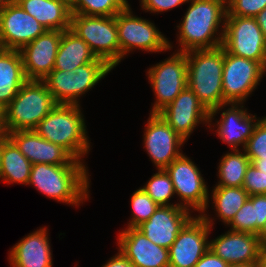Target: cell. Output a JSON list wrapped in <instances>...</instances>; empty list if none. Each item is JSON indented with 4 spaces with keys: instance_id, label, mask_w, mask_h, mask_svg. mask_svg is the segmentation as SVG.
I'll return each instance as SVG.
<instances>
[{
    "instance_id": "obj_1",
    "label": "cell",
    "mask_w": 266,
    "mask_h": 267,
    "mask_svg": "<svg viewBox=\"0 0 266 267\" xmlns=\"http://www.w3.org/2000/svg\"><path fill=\"white\" fill-rule=\"evenodd\" d=\"M182 22L177 26L178 52L214 49L222 46L227 0H190ZM222 24V25H220ZM219 27H221L219 30Z\"/></svg>"
},
{
    "instance_id": "obj_2",
    "label": "cell",
    "mask_w": 266,
    "mask_h": 267,
    "mask_svg": "<svg viewBox=\"0 0 266 267\" xmlns=\"http://www.w3.org/2000/svg\"><path fill=\"white\" fill-rule=\"evenodd\" d=\"M87 168L86 165L32 164L28 185L48 198L79 206L89 199L91 180Z\"/></svg>"
},
{
    "instance_id": "obj_3",
    "label": "cell",
    "mask_w": 266,
    "mask_h": 267,
    "mask_svg": "<svg viewBox=\"0 0 266 267\" xmlns=\"http://www.w3.org/2000/svg\"><path fill=\"white\" fill-rule=\"evenodd\" d=\"M81 110L80 105L57 104L34 131L49 142L65 148L75 159L83 161L91 148Z\"/></svg>"
},
{
    "instance_id": "obj_4",
    "label": "cell",
    "mask_w": 266,
    "mask_h": 267,
    "mask_svg": "<svg viewBox=\"0 0 266 267\" xmlns=\"http://www.w3.org/2000/svg\"><path fill=\"white\" fill-rule=\"evenodd\" d=\"M225 49L191 50L186 52L187 86L210 112L224 104L222 75Z\"/></svg>"
},
{
    "instance_id": "obj_5",
    "label": "cell",
    "mask_w": 266,
    "mask_h": 267,
    "mask_svg": "<svg viewBox=\"0 0 266 267\" xmlns=\"http://www.w3.org/2000/svg\"><path fill=\"white\" fill-rule=\"evenodd\" d=\"M56 105L43 80H27L3 109L6 135L19 130H34Z\"/></svg>"
},
{
    "instance_id": "obj_6",
    "label": "cell",
    "mask_w": 266,
    "mask_h": 267,
    "mask_svg": "<svg viewBox=\"0 0 266 267\" xmlns=\"http://www.w3.org/2000/svg\"><path fill=\"white\" fill-rule=\"evenodd\" d=\"M113 68L103 59L78 66L72 71L52 70L45 78L49 92L57 104L80 105L82 95L93 88Z\"/></svg>"
},
{
    "instance_id": "obj_7",
    "label": "cell",
    "mask_w": 266,
    "mask_h": 267,
    "mask_svg": "<svg viewBox=\"0 0 266 267\" xmlns=\"http://www.w3.org/2000/svg\"><path fill=\"white\" fill-rule=\"evenodd\" d=\"M70 29L89 46L97 58L103 59L112 68L121 62L115 16L71 13Z\"/></svg>"
},
{
    "instance_id": "obj_8",
    "label": "cell",
    "mask_w": 266,
    "mask_h": 267,
    "mask_svg": "<svg viewBox=\"0 0 266 267\" xmlns=\"http://www.w3.org/2000/svg\"><path fill=\"white\" fill-rule=\"evenodd\" d=\"M131 10L125 8L115 15L121 60L134 49L156 53L173 48L154 23L133 15Z\"/></svg>"
},
{
    "instance_id": "obj_9",
    "label": "cell",
    "mask_w": 266,
    "mask_h": 267,
    "mask_svg": "<svg viewBox=\"0 0 266 267\" xmlns=\"http://www.w3.org/2000/svg\"><path fill=\"white\" fill-rule=\"evenodd\" d=\"M222 47L266 69V40L255 17L226 16Z\"/></svg>"
},
{
    "instance_id": "obj_10",
    "label": "cell",
    "mask_w": 266,
    "mask_h": 267,
    "mask_svg": "<svg viewBox=\"0 0 266 267\" xmlns=\"http://www.w3.org/2000/svg\"><path fill=\"white\" fill-rule=\"evenodd\" d=\"M265 72L266 69L259 62L232 55L225 50L222 75L224 104H244Z\"/></svg>"
},
{
    "instance_id": "obj_11",
    "label": "cell",
    "mask_w": 266,
    "mask_h": 267,
    "mask_svg": "<svg viewBox=\"0 0 266 267\" xmlns=\"http://www.w3.org/2000/svg\"><path fill=\"white\" fill-rule=\"evenodd\" d=\"M179 199V206L205 213L209 207V190L199 168L185 154L175 159L165 168ZM182 200V201H181ZM183 202V203H182Z\"/></svg>"
},
{
    "instance_id": "obj_12",
    "label": "cell",
    "mask_w": 266,
    "mask_h": 267,
    "mask_svg": "<svg viewBox=\"0 0 266 267\" xmlns=\"http://www.w3.org/2000/svg\"><path fill=\"white\" fill-rule=\"evenodd\" d=\"M205 213L193 216L180 230L169 250V267H194L209 250L213 220Z\"/></svg>"
},
{
    "instance_id": "obj_13",
    "label": "cell",
    "mask_w": 266,
    "mask_h": 267,
    "mask_svg": "<svg viewBox=\"0 0 266 267\" xmlns=\"http://www.w3.org/2000/svg\"><path fill=\"white\" fill-rule=\"evenodd\" d=\"M147 75L156 99L150 113H158L187 87L186 53L174 52L169 58L150 67Z\"/></svg>"
},
{
    "instance_id": "obj_14",
    "label": "cell",
    "mask_w": 266,
    "mask_h": 267,
    "mask_svg": "<svg viewBox=\"0 0 266 267\" xmlns=\"http://www.w3.org/2000/svg\"><path fill=\"white\" fill-rule=\"evenodd\" d=\"M144 130V148L157 169H165L183 154L185 140L158 113H150Z\"/></svg>"
},
{
    "instance_id": "obj_15",
    "label": "cell",
    "mask_w": 266,
    "mask_h": 267,
    "mask_svg": "<svg viewBox=\"0 0 266 267\" xmlns=\"http://www.w3.org/2000/svg\"><path fill=\"white\" fill-rule=\"evenodd\" d=\"M47 29L14 0L0 12V46L20 50Z\"/></svg>"
},
{
    "instance_id": "obj_16",
    "label": "cell",
    "mask_w": 266,
    "mask_h": 267,
    "mask_svg": "<svg viewBox=\"0 0 266 267\" xmlns=\"http://www.w3.org/2000/svg\"><path fill=\"white\" fill-rule=\"evenodd\" d=\"M158 114L185 141L198 124H209V112L188 86Z\"/></svg>"
},
{
    "instance_id": "obj_17",
    "label": "cell",
    "mask_w": 266,
    "mask_h": 267,
    "mask_svg": "<svg viewBox=\"0 0 266 267\" xmlns=\"http://www.w3.org/2000/svg\"><path fill=\"white\" fill-rule=\"evenodd\" d=\"M231 105V107H230ZM229 106L228 109L225 107ZM243 104H222L216 109L209 112V127L212 126V119L218 111L220 112L223 108V112L220 117L221 120L216 121L218 127L215 132L218 137L227 143L231 148L230 150H240L238 147L242 145V150L247 145L248 139L252 136L254 128L260 119L256 118V115H251L247 112V108L244 109Z\"/></svg>"
},
{
    "instance_id": "obj_18",
    "label": "cell",
    "mask_w": 266,
    "mask_h": 267,
    "mask_svg": "<svg viewBox=\"0 0 266 267\" xmlns=\"http://www.w3.org/2000/svg\"><path fill=\"white\" fill-rule=\"evenodd\" d=\"M62 32L46 30L19 50L27 80H44L53 70Z\"/></svg>"
},
{
    "instance_id": "obj_19",
    "label": "cell",
    "mask_w": 266,
    "mask_h": 267,
    "mask_svg": "<svg viewBox=\"0 0 266 267\" xmlns=\"http://www.w3.org/2000/svg\"><path fill=\"white\" fill-rule=\"evenodd\" d=\"M7 136L32 164L86 165L75 159L65 148L39 136L34 130L9 132Z\"/></svg>"
},
{
    "instance_id": "obj_20",
    "label": "cell",
    "mask_w": 266,
    "mask_h": 267,
    "mask_svg": "<svg viewBox=\"0 0 266 267\" xmlns=\"http://www.w3.org/2000/svg\"><path fill=\"white\" fill-rule=\"evenodd\" d=\"M192 212L179 205L159 206L137 228L154 244L169 249L180 230L193 217Z\"/></svg>"
},
{
    "instance_id": "obj_21",
    "label": "cell",
    "mask_w": 266,
    "mask_h": 267,
    "mask_svg": "<svg viewBox=\"0 0 266 267\" xmlns=\"http://www.w3.org/2000/svg\"><path fill=\"white\" fill-rule=\"evenodd\" d=\"M117 237L119 250L134 267H169V250L154 244L138 228H125Z\"/></svg>"
},
{
    "instance_id": "obj_22",
    "label": "cell",
    "mask_w": 266,
    "mask_h": 267,
    "mask_svg": "<svg viewBox=\"0 0 266 267\" xmlns=\"http://www.w3.org/2000/svg\"><path fill=\"white\" fill-rule=\"evenodd\" d=\"M209 248L228 264H251L258 262L262 246L256 234L228 230L210 240Z\"/></svg>"
},
{
    "instance_id": "obj_23",
    "label": "cell",
    "mask_w": 266,
    "mask_h": 267,
    "mask_svg": "<svg viewBox=\"0 0 266 267\" xmlns=\"http://www.w3.org/2000/svg\"><path fill=\"white\" fill-rule=\"evenodd\" d=\"M48 228L40 227L16 243L9 252L11 267H52Z\"/></svg>"
},
{
    "instance_id": "obj_24",
    "label": "cell",
    "mask_w": 266,
    "mask_h": 267,
    "mask_svg": "<svg viewBox=\"0 0 266 267\" xmlns=\"http://www.w3.org/2000/svg\"><path fill=\"white\" fill-rule=\"evenodd\" d=\"M47 30L70 29V5L65 0H15Z\"/></svg>"
},
{
    "instance_id": "obj_25",
    "label": "cell",
    "mask_w": 266,
    "mask_h": 267,
    "mask_svg": "<svg viewBox=\"0 0 266 267\" xmlns=\"http://www.w3.org/2000/svg\"><path fill=\"white\" fill-rule=\"evenodd\" d=\"M27 81L19 50L0 49V107L4 109Z\"/></svg>"
},
{
    "instance_id": "obj_26",
    "label": "cell",
    "mask_w": 266,
    "mask_h": 267,
    "mask_svg": "<svg viewBox=\"0 0 266 267\" xmlns=\"http://www.w3.org/2000/svg\"><path fill=\"white\" fill-rule=\"evenodd\" d=\"M97 57L89 46L71 29L64 30L53 70L74 71L78 66L93 62Z\"/></svg>"
},
{
    "instance_id": "obj_27",
    "label": "cell",
    "mask_w": 266,
    "mask_h": 267,
    "mask_svg": "<svg viewBox=\"0 0 266 267\" xmlns=\"http://www.w3.org/2000/svg\"><path fill=\"white\" fill-rule=\"evenodd\" d=\"M32 163L20 152L15 143L6 136L1 141L0 179L5 183L28 185Z\"/></svg>"
},
{
    "instance_id": "obj_28",
    "label": "cell",
    "mask_w": 266,
    "mask_h": 267,
    "mask_svg": "<svg viewBox=\"0 0 266 267\" xmlns=\"http://www.w3.org/2000/svg\"><path fill=\"white\" fill-rule=\"evenodd\" d=\"M248 198L249 194L243 187L214 186L211 195L216 215L226 225L232 221Z\"/></svg>"
},
{
    "instance_id": "obj_29",
    "label": "cell",
    "mask_w": 266,
    "mask_h": 267,
    "mask_svg": "<svg viewBox=\"0 0 266 267\" xmlns=\"http://www.w3.org/2000/svg\"><path fill=\"white\" fill-rule=\"evenodd\" d=\"M243 151L232 150L222 156L218 166L219 181L216 186L242 187L247 168L251 164L245 150Z\"/></svg>"
},
{
    "instance_id": "obj_30",
    "label": "cell",
    "mask_w": 266,
    "mask_h": 267,
    "mask_svg": "<svg viewBox=\"0 0 266 267\" xmlns=\"http://www.w3.org/2000/svg\"><path fill=\"white\" fill-rule=\"evenodd\" d=\"M159 206L179 205L171 204L170 199L175 195L174 186L170 176L165 169H158V172L141 187Z\"/></svg>"
},
{
    "instance_id": "obj_31",
    "label": "cell",
    "mask_w": 266,
    "mask_h": 267,
    "mask_svg": "<svg viewBox=\"0 0 266 267\" xmlns=\"http://www.w3.org/2000/svg\"><path fill=\"white\" fill-rule=\"evenodd\" d=\"M124 9L120 0H74L70 4L71 13L86 16H115Z\"/></svg>"
},
{
    "instance_id": "obj_32",
    "label": "cell",
    "mask_w": 266,
    "mask_h": 267,
    "mask_svg": "<svg viewBox=\"0 0 266 267\" xmlns=\"http://www.w3.org/2000/svg\"><path fill=\"white\" fill-rule=\"evenodd\" d=\"M132 219L127 228H137L147 221L157 210L159 205L141 188L135 190L131 196Z\"/></svg>"
},
{
    "instance_id": "obj_33",
    "label": "cell",
    "mask_w": 266,
    "mask_h": 267,
    "mask_svg": "<svg viewBox=\"0 0 266 267\" xmlns=\"http://www.w3.org/2000/svg\"><path fill=\"white\" fill-rule=\"evenodd\" d=\"M256 219V203H253L252 200L248 198L227 226H231L230 230L232 231L248 232L257 235Z\"/></svg>"
},
{
    "instance_id": "obj_34",
    "label": "cell",
    "mask_w": 266,
    "mask_h": 267,
    "mask_svg": "<svg viewBox=\"0 0 266 267\" xmlns=\"http://www.w3.org/2000/svg\"><path fill=\"white\" fill-rule=\"evenodd\" d=\"M262 118L256 124L244 148L251 164L254 161H266V116Z\"/></svg>"
},
{
    "instance_id": "obj_35",
    "label": "cell",
    "mask_w": 266,
    "mask_h": 267,
    "mask_svg": "<svg viewBox=\"0 0 266 267\" xmlns=\"http://www.w3.org/2000/svg\"><path fill=\"white\" fill-rule=\"evenodd\" d=\"M266 8V0H227V15L255 17Z\"/></svg>"
},
{
    "instance_id": "obj_36",
    "label": "cell",
    "mask_w": 266,
    "mask_h": 267,
    "mask_svg": "<svg viewBox=\"0 0 266 267\" xmlns=\"http://www.w3.org/2000/svg\"><path fill=\"white\" fill-rule=\"evenodd\" d=\"M242 187L249 196L266 194V173L260 172L253 164L247 168Z\"/></svg>"
},
{
    "instance_id": "obj_37",
    "label": "cell",
    "mask_w": 266,
    "mask_h": 267,
    "mask_svg": "<svg viewBox=\"0 0 266 267\" xmlns=\"http://www.w3.org/2000/svg\"><path fill=\"white\" fill-rule=\"evenodd\" d=\"M190 0H143L140 4L142 10L150 13H160L178 7Z\"/></svg>"
},
{
    "instance_id": "obj_38",
    "label": "cell",
    "mask_w": 266,
    "mask_h": 267,
    "mask_svg": "<svg viewBox=\"0 0 266 267\" xmlns=\"http://www.w3.org/2000/svg\"><path fill=\"white\" fill-rule=\"evenodd\" d=\"M249 198L253 203H256L257 213V235L265 226L266 223V194L251 195Z\"/></svg>"
},
{
    "instance_id": "obj_39",
    "label": "cell",
    "mask_w": 266,
    "mask_h": 267,
    "mask_svg": "<svg viewBox=\"0 0 266 267\" xmlns=\"http://www.w3.org/2000/svg\"><path fill=\"white\" fill-rule=\"evenodd\" d=\"M228 263L216 255L210 248L194 267H228Z\"/></svg>"
},
{
    "instance_id": "obj_40",
    "label": "cell",
    "mask_w": 266,
    "mask_h": 267,
    "mask_svg": "<svg viewBox=\"0 0 266 267\" xmlns=\"http://www.w3.org/2000/svg\"><path fill=\"white\" fill-rule=\"evenodd\" d=\"M101 267H134L131 261L118 249L116 255L111 257L107 263Z\"/></svg>"
},
{
    "instance_id": "obj_41",
    "label": "cell",
    "mask_w": 266,
    "mask_h": 267,
    "mask_svg": "<svg viewBox=\"0 0 266 267\" xmlns=\"http://www.w3.org/2000/svg\"><path fill=\"white\" fill-rule=\"evenodd\" d=\"M257 24L259 25L261 31L263 32L264 38L266 40V8L255 16Z\"/></svg>"
},
{
    "instance_id": "obj_42",
    "label": "cell",
    "mask_w": 266,
    "mask_h": 267,
    "mask_svg": "<svg viewBox=\"0 0 266 267\" xmlns=\"http://www.w3.org/2000/svg\"><path fill=\"white\" fill-rule=\"evenodd\" d=\"M259 267H266V247H262L258 258Z\"/></svg>"
},
{
    "instance_id": "obj_43",
    "label": "cell",
    "mask_w": 266,
    "mask_h": 267,
    "mask_svg": "<svg viewBox=\"0 0 266 267\" xmlns=\"http://www.w3.org/2000/svg\"><path fill=\"white\" fill-rule=\"evenodd\" d=\"M258 238L262 247H266V223L258 234Z\"/></svg>"
},
{
    "instance_id": "obj_44",
    "label": "cell",
    "mask_w": 266,
    "mask_h": 267,
    "mask_svg": "<svg viewBox=\"0 0 266 267\" xmlns=\"http://www.w3.org/2000/svg\"><path fill=\"white\" fill-rule=\"evenodd\" d=\"M260 172L266 173V161H254L252 163Z\"/></svg>"
},
{
    "instance_id": "obj_45",
    "label": "cell",
    "mask_w": 266,
    "mask_h": 267,
    "mask_svg": "<svg viewBox=\"0 0 266 267\" xmlns=\"http://www.w3.org/2000/svg\"><path fill=\"white\" fill-rule=\"evenodd\" d=\"M228 267H259L258 262L251 264H229Z\"/></svg>"
},
{
    "instance_id": "obj_46",
    "label": "cell",
    "mask_w": 266,
    "mask_h": 267,
    "mask_svg": "<svg viewBox=\"0 0 266 267\" xmlns=\"http://www.w3.org/2000/svg\"><path fill=\"white\" fill-rule=\"evenodd\" d=\"M6 136L7 135L4 130V121H0V141H2Z\"/></svg>"
},
{
    "instance_id": "obj_47",
    "label": "cell",
    "mask_w": 266,
    "mask_h": 267,
    "mask_svg": "<svg viewBox=\"0 0 266 267\" xmlns=\"http://www.w3.org/2000/svg\"><path fill=\"white\" fill-rule=\"evenodd\" d=\"M14 0H0V12L11 2Z\"/></svg>"
},
{
    "instance_id": "obj_48",
    "label": "cell",
    "mask_w": 266,
    "mask_h": 267,
    "mask_svg": "<svg viewBox=\"0 0 266 267\" xmlns=\"http://www.w3.org/2000/svg\"><path fill=\"white\" fill-rule=\"evenodd\" d=\"M143 0H140V3H142ZM120 2L123 4L125 8H130V5L127 0H120Z\"/></svg>"
},
{
    "instance_id": "obj_49",
    "label": "cell",
    "mask_w": 266,
    "mask_h": 267,
    "mask_svg": "<svg viewBox=\"0 0 266 267\" xmlns=\"http://www.w3.org/2000/svg\"><path fill=\"white\" fill-rule=\"evenodd\" d=\"M0 121H4V112L1 107H0Z\"/></svg>"
},
{
    "instance_id": "obj_50",
    "label": "cell",
    "mask_w": 266,
    "mask_h": 267,
    "mask_svg": "<svg viewBox=\"0 0 266 267\" xmlns=\"http://www.w3.org/2000/svg\"><path fill=\"white\" fill-rule=\"evenodd\" d=\"M69 5L74 1V0H65Z\"/></svg>"
},
{
    "instance_id": "obj_51",
    "label": "cell",
    "mask_w": 266,
    "mask_h": 267,
    "mask_svg": "<svg viewBox=\"0 0 266 267\" xmlns=\"http://www.w3.org/2000/svg\"><path fill=\"white\" fill-rule=\"evenodd\" d=\"M0 159H1V141H0Z\"/></svg>"
}]
</instances>
